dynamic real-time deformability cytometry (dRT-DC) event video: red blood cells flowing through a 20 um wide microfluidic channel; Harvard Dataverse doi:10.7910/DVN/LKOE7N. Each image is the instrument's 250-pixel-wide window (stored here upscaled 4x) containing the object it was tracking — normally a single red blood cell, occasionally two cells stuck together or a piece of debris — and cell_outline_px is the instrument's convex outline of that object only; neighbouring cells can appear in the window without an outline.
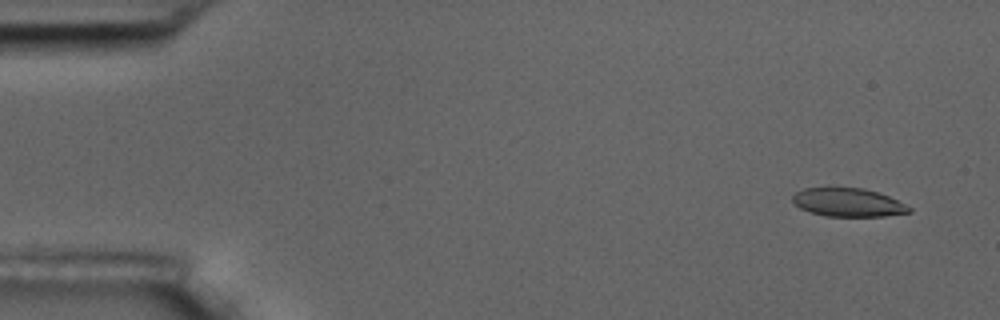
{"species": "common noctule bat (a hibernating species)", "species_latin": "Nyctalus noctula", "temperature_condition": "room temperature", "stored_images_in_passage": 6, "camera_frame_rate_fps": 3000, "um_per_image_px": 0.085, "animal": {"sex": "male", "body_mass_g": 17.5, "forearm_length_mm": 52.3}, "frame": {"image": 1, "passage_image": 2, "time_ms": 1.0, "image_size_px": [1000, 320], "cell_outline_px": [[912, 212], [884, 216], [824, 216], [800, 208], [792, 200], [792, 196], [796, 192], [804, 188], [828, 184], [864, 188], [888, 196], [912, 208]], "centroid_in_image_um": [72.03, 17.15], "position_along_channel_um": 13.0, "area_um2": 19.94}}
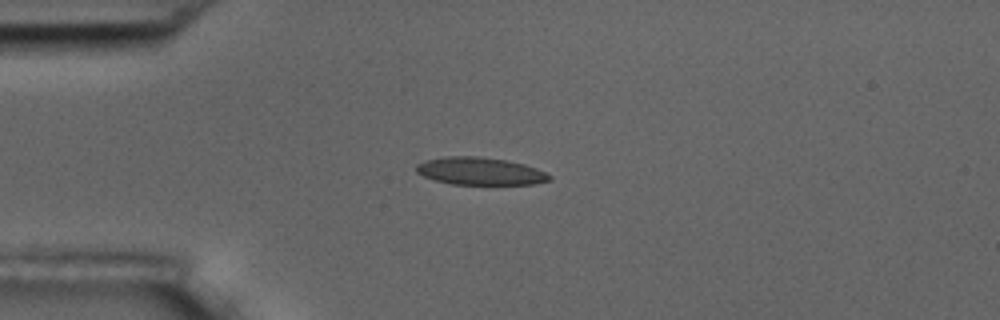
{"frame": {"image": 2, "passage_image": 5, "time_ms": 4.667, "image_size_px": [1000, 320], "cell_outline_px": [[552, 180], [532, 184], [452, 184], [436, 180], [424, 176], [416, 172], [416, 164], [424, 160], [444, 156], [480, 156], [504, 160], [524, 164], [536, 168], [552, 176]], "centroid_in_image_um": [40.79, 14.54], "position_along_channel_um": 44.2, "area_um2": 21.33}}